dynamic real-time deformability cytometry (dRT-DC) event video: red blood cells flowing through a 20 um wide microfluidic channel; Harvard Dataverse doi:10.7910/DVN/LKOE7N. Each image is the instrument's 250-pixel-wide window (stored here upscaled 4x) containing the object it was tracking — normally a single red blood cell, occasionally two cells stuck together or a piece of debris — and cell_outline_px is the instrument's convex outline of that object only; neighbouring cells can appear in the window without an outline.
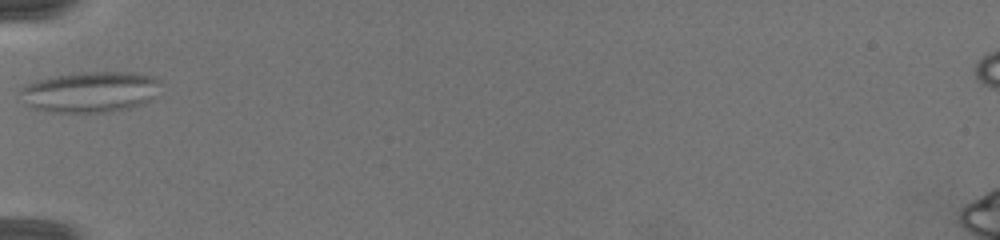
{"species": "common noctule bat (a hibernating species)", "species_latin": "Nyctalus noctula", "temperature_condition": "warm", "stored_images_in_passage": 46, "camera_frame_rate_fps": 3000, "um_per_image_px": 0.085, "animal": {"sex": "female", "body_mass_g": 19.5, "forearm_length_mm": 54.1}, "frame": {"image": 1, "passage_image": 1, "time_ms": 0.0, "image_size_px": [1000, 240], "cell_outline_px": [[160, 80], [152, 96], [148, 100], [140, 104], [124, 108], [104, 112], [52, 112], [32, 108], [16, 92], [20, 88], [28, 84], [40, 80], [56, 76], [80, 72], [128, 72], [152, 76]], "centroid_in_image_um": [7.59, 7.81], "position_along_channel_um": 77.4, "area_um2": 32.66}}
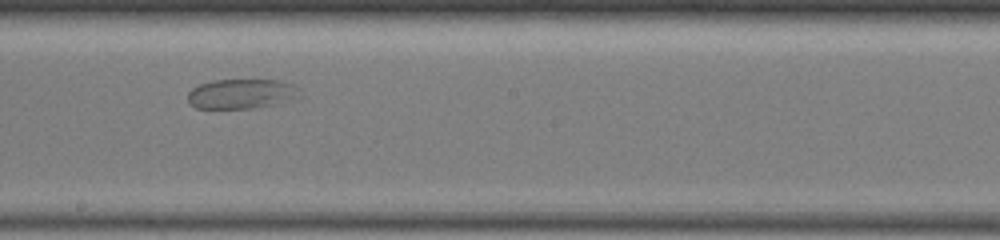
{"frame": {"image": 2, "passage_image": 22, "time_ms": 3.667, "image_size_px": [1000, 240], "cell_outline_px": [[296, 88], [288, 96], [272, 104], [252, 108], [196, 108], [188, 100], [188, 92], [192, 88], [200, 84], [212, 80], [280, 80], [292, 84]], "centroid_in_image_um": [20.31, 7.95], "position_along_channel_um": 227.9, "area_um2": 18.32}}
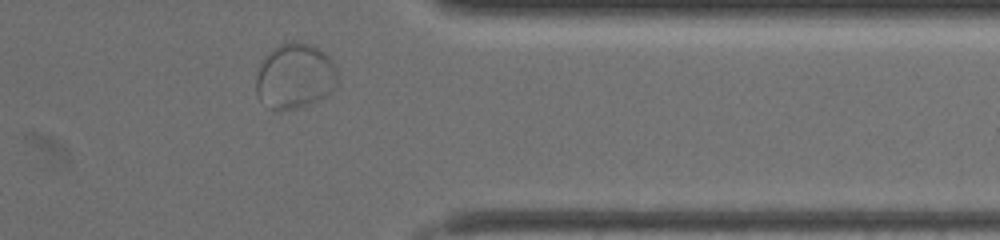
{"frame": {"image": 3, "passage_image": 39, "time_ms": 7.667, "image_size_px": [1000, 240], "cell_outline_px": [[336, 84], [332, 92], [316, 100], [296, 108], [272, 108], [260, 100], [256, 92], [256, 76], [264, 56], [272, 48], [280, 44], [292, 40], [296, 40], [320, 48], [332, 60], [336, 68]], "centroid_in_image_um": [25.06, 6.41], "position_along_channel_um": 386.3, "area_um2": 30.75}}